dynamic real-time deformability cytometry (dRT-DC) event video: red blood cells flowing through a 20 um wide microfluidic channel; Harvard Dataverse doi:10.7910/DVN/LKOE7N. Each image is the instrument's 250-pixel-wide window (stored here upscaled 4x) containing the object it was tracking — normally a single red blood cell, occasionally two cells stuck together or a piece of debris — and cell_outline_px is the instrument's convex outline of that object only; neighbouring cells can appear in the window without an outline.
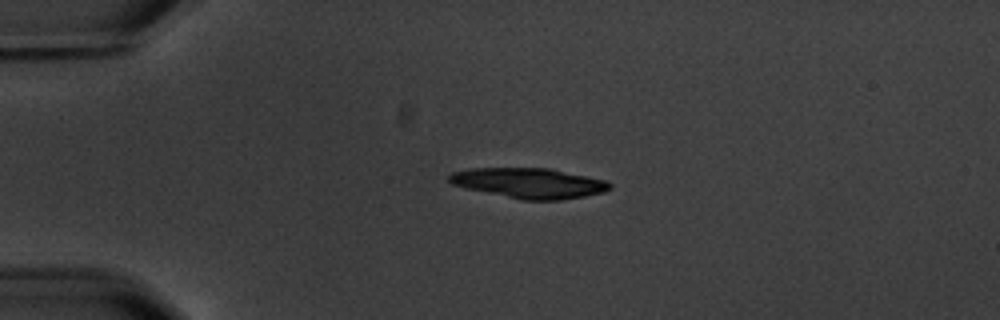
{"species": "common noctule bat (a hibernating species)", "species_latin": "Nyctalus noctula", "temperature_condition": "warm", "stored_images_in_passage": 6, "camera_frame_rate_fps": 3000, "um_per_image_px": 0.085, "animal": {"sex": "male", "body_mass_g": 20.1, "forearm_length_mm": 53.5}, "frame": {"image": 1, "passage_image": 5, "time_ms": 4.333, "image_size_px": [1000, 320], "cell_outline_px": [[612, 188], [604, 192], [584, 196], [560, 200], [524, 200], [468, 188], [452, 184], [448, 180], [448, 176], [452, 172], [468, 168], [548, 168], [604, 180], [612, 184]], "centroid_in_image_um": [44.98, 15.56], "position_along_channel_um": 40.0, "area_um2": 27.92}}